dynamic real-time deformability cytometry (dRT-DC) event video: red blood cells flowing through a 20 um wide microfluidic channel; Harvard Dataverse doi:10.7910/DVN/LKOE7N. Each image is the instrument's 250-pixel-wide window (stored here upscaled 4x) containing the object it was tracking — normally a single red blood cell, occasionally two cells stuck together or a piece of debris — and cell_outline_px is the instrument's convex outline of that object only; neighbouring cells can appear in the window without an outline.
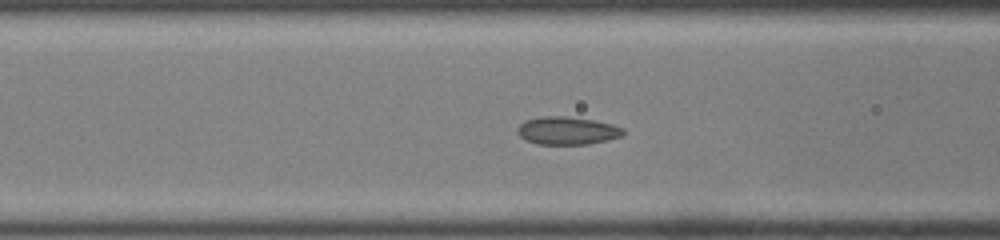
{"species": "common noctule bat (a hibernating species)", "species_latin": "Nyctalus noctula", "temperature_condition": "room temperature", "stored_images_in_passage": 29, "camera_frame_rate_fps": 3000, "um_per_image_px": 0.085, "animal": {"sex": "male", "body_mass_g": 19.0, "forearm_length_mm": 50.8}, "frame": {"image": 1, "passage_image": 7, "time_ms": 2.0, "image_size_px": [1000, 240], "cell_outline_px": [[624, 136], [608, 140], [588, 144], [536, 144], [524, 140], [516, 132], [516, 128], [524, 120], [544, 116], [568, 116], [596, 120], [612, 124], [624, 128]], "centroid_in_image_um": [48.21, 11.1], "position_along_channel_um": 118.4, "area_um2": 17.51}}
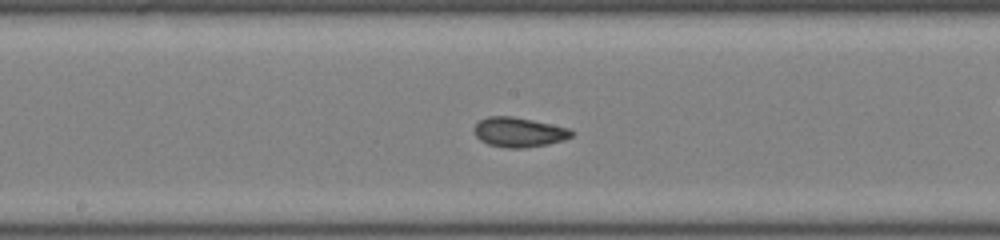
{"frame": {"image": 2, "passage_image": 13, "time_ms": 4.0, "image_size_px": [1000, 240], "cell_outline_px": [[576, 132], [572, 136], [564, 140], [548, 144], [524, 148], [508, 148], [488, 144], [480, 140], [476, 136], [472, 128], [480, 120], [488, 116], [512, 116], [572, 128]], "centroid_in_image_um": [44.14, 11.23], "position_along_channel_um": 204.1, "area_um2": 17.05}}
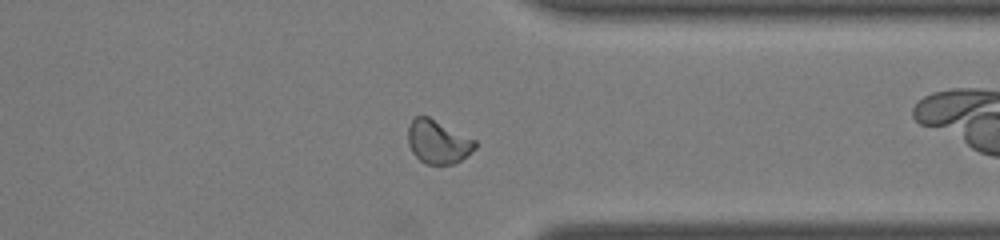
{"frame": {"image": 3, "passage_image": 25, "time_ms": 8.0, "image_size_px": [1000, 240], "cell_outline_px": [[476, 148], [460, 160], [452, 164], [424, 164], [412, 152], [408, 144], [408, 128], [412, 120], [416, 116], [428, 116], [476, 140]], "centroid_in_image_um": [37.21, 12.06], "position_along_channel_um": 374.2, "area_um2": 16.88}}